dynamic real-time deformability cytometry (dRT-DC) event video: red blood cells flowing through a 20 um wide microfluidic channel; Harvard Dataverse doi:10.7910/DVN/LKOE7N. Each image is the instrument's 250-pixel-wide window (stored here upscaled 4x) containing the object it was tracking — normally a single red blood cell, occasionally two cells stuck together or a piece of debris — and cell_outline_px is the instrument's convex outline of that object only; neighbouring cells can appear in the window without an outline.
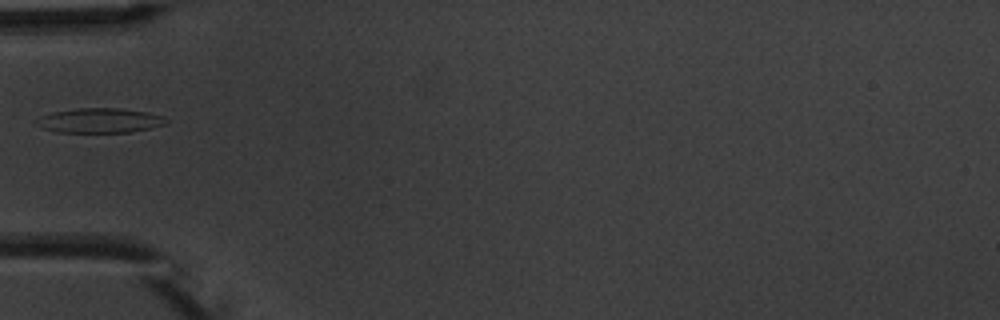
{"species": "common noctule bat (a hibernating species)", "species_latin": "Nyctalus noctula", "temperature_condition": "warm", "stored_images_in_passage": 6, "camera_frame_rate_fps": 3000, "um_per_image_px": 0.085, "animal": {"sex": "male", "body_mass_g": 20.1, "forearm_length_mm": 53.5}, "frame": {"image": 1, "passage_image": 5, "time_ms": 5.667, "image_size_px": [1000, 320], "cell_outline_px": [[168, 124], [152, 128], [132, 132], [56, 132], [44, 128], [32, 120], [40, 116], [52, 112], [76, 108], [120, 108], [148, 112], [164, 116], [168, 120]], "centroid_in_image_um": [8.51, 10.24], "position_along_channel_um": 76.5, "area_um2": 18.9}}